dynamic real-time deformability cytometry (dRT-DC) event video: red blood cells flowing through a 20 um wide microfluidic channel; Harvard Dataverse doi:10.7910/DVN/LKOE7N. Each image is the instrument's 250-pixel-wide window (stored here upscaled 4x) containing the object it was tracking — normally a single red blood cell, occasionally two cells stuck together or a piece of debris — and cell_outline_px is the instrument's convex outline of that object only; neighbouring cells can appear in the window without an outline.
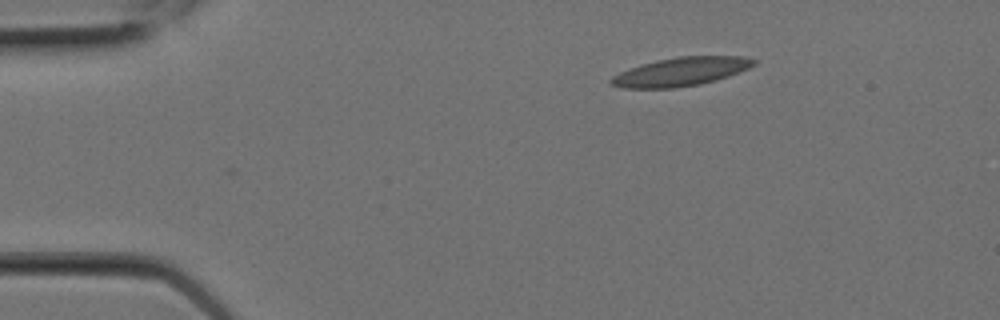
{"species": "Egyptian fruit bat (a non-hibernating species)", "species_latin": "Rousettus aegyptiacus", "temperature_condition": "room temperature", "stored_images_in_passage": 6, "camera_frame_rate_fps": 3000, "um_per_image_px": 0.085, "animal": {"sex": "female"}, "frame": {"image": 1, "passage_image": 6, "time_ms": 1.667, "image_size_px": [1000, 320], "cell_outline_px": [[756, 64], [748, 68], [728, 76], [716, 80], [700, 84], [676, 88], [624, 88], [612, 84], [608, 80], [612, 76], [620, 72], [640, 64], [656, 60], [680, 56], [744, 56], [756, 60]], "centroid_in_image_um": [57.87, 6.09], "position_along_channel_um": 27.1, "area_um2": 23.76}}